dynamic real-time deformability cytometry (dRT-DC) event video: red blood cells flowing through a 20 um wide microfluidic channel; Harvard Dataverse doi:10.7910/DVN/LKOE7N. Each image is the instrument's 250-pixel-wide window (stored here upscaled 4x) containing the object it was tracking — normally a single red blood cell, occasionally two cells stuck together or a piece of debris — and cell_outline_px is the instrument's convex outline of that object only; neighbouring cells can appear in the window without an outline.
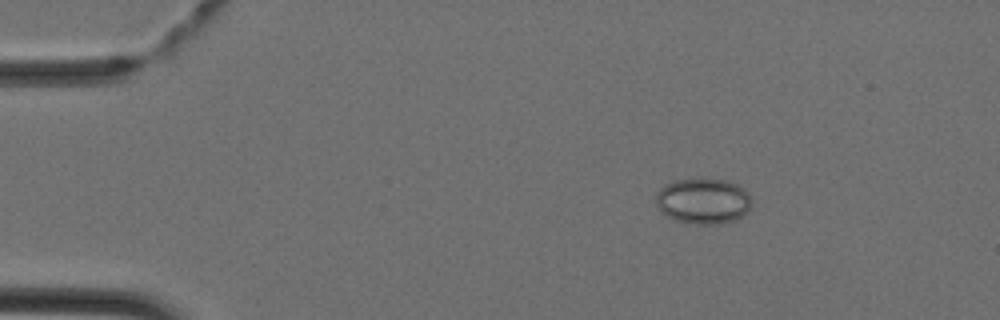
{"species": "Egyptian fruit bat (a non-hibernating species)", "species_latin": "Rousettus aegyptiacus", "temperature_condition": "cold", "stored_images_in_passage": 3, "camera_frame_rate_fps": 3000, "um_per_image_px": 0.085, "animal": {"sex": "female"}, "frame": {"image": 1, "passage_image": 1, "time_ms": 0.0, "image_size_px": [1000, 320], "cell_outline_px": [[752, 204], [736, 220], [716, 224], [696, 224], [676, 220], [668, 216], [656, 204], [656, 192], [664, 184], [676, 180], [728, 180], [744, 188], [748, 192], [752, 200]], "centroid_in_image_um": [59.78, 17.08], "position_along_channel_um": 25.2, "area_um2": 25.14}}